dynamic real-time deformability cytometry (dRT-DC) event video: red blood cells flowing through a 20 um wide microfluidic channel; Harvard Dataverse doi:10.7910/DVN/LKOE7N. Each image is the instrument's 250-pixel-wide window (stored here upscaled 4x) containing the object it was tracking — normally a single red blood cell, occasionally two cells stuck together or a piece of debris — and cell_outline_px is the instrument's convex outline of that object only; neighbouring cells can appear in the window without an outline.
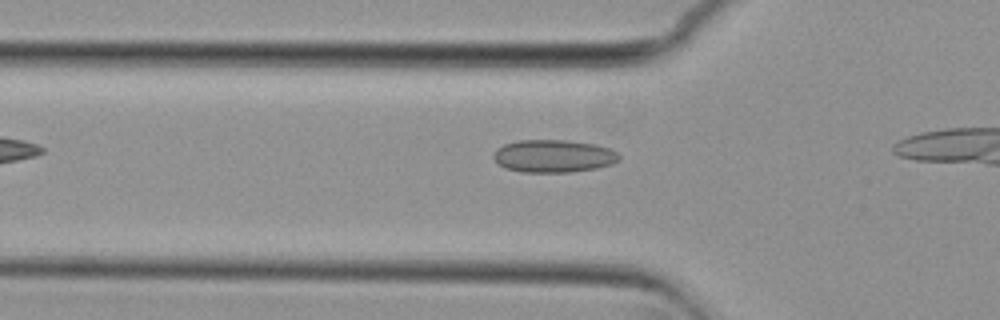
{"species": "common noctule bat (a hibernating species)", "species_latin": "Nyctalus noctula", "temperature_condition": "cold", "stored_images_in_passage": 12, "camera_frame_rate_fps": 3000, "um_per_image_px": 0.085, "animal": {"sex": "female", "body_mass_g": 29.2, "forearm_length_mm": 56.3}, "frame": {"image": 1, "passage_image": 3, "time_ms": 0.667, "image_size_px": [1000, 320], "cell_outline_px": [[620, 160], [612, 164], [596, 168], [568, 172], [524, 172], [504, 168], [492, 156], [492, 152], [496, 148], [504, 144], [516, 140], [564, 140], [596, 144], [608, 148], [616, 152], [620, 156]], "centroid_in_image_um": [47.02, 13.26], "position_along_channel_um": 78.8, "area_um2": 23.99}}
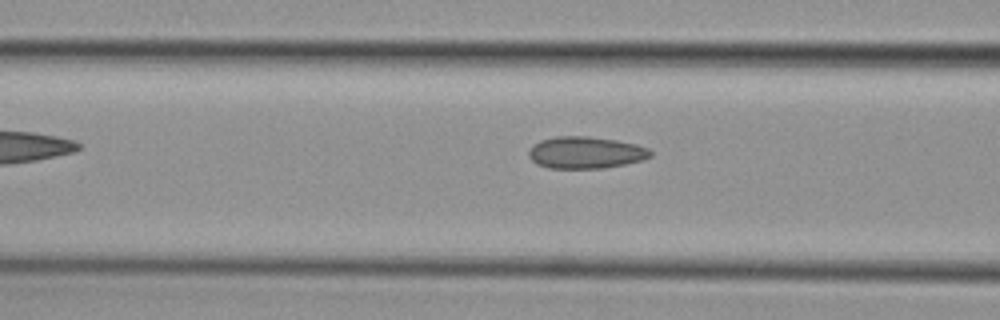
{"frame": {"image": 2, "passage_image": 6, "time_ms": 1.667, "image_size_px": [1000, 320], "cell_outline_px": [[652, 156], [640, 160], [624, 164], [604, 168], [548, 168], [536, 164], [528, 156], [528, 152], [540, 140], [556, 136], [588, 136], [616, 140], [636, 144], [648, 148], [652, 152]], "centroid_in_image_um": [49.77, 12.97], "position_along_channel_um": 116.8, "area_um2": 22.54}}
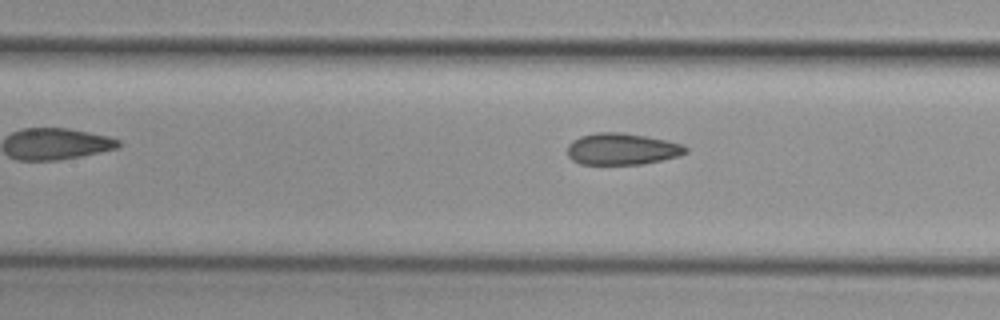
{"frame": {"image": 3, "passage_image": 9, "time_ms": 2.667, "image_size_px": [1000, 320], "cell_outline_px": [[688, 152], [680, 156], [644, 164], [580, 164], [572, 160], [568, 156], [568, 144], [572, 140], [580, 136], [596, 132], [624, 132], [684, 144], [688, 148]], "centroid_in_image_um": [52.88, 12.66], "position_along_channel_um": 154.5, "area_um2": 21.96}}